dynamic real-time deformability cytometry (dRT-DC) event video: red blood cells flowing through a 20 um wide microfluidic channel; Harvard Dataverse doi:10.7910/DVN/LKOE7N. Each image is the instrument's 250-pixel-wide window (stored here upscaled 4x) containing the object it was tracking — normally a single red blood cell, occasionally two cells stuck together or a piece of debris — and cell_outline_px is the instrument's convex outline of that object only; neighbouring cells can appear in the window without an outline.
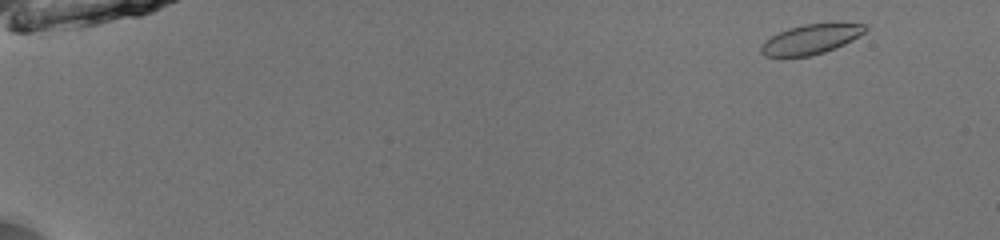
{"species": "common noctule bat (a hibernating species)", "species_latin": "Nyctalus noctula", "temperature_condition": "room temperature", "stored_images_in_passage": 50, "camera_frame_rate_fps": 3000, "um_per_image_px": 0.085, "animal": {"sex": "male", "body_mass_g": 13.0, "forearm_length_mm": 53.1}, "frame": {"image": 1, "passage_image": 2, "time_ms": 0.333, "image_size_px": [1000, 240], "cell_outline_px": [[868, 28], [864, 32], [852, 40], [836, 48], [812, 56], [784, 60], [764, 56], [760, 52], [760, 48], [764, 40], [788, 28], [804, 24], [864, 24]], "centroid_in_image_um": [68.81, 3.41], "position_along_channel_um": 16.2, "area_um2": 18.44}}
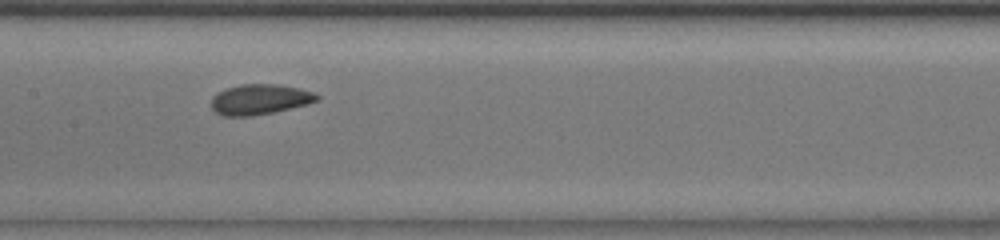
{"frame": {"image": 2, "passage_image": 26, "time_ms": 8.333, "image_size_px": [1000, 240], "cell_outline_px": [[320, 100], [308, 104], [272, 112], [252, 116], [224, 116], [216, 112], [212, 108], [212, 96], [216, 92], [240, 84], [280, 84], [300, 88], [312, 92], [320, 96]], "centroid_in_image_um": [22.09, 8.44], "position_along_channel_um": 185.3, "area_um2": 18.73}}
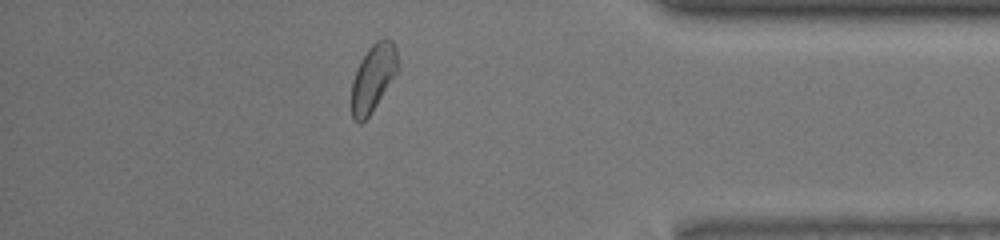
{"frame": {"image": 3, "passage_image": 44, "time_ms": 14.333, "image_size_px": [1000, 240], "cell_outline_px": [[400, 68], [368, 116], [360, 124], [352, 116], [352, 80], [356, 68], [360, 60], [368, 48], [376, 40], [384, 36], [392, 40], [396, 48]], "centroid_in_image_um": [31.74, 6.53], "position_along_channel_um": 403.5, "area_um2": 18.15}, "authors_computed_cell_mechanics": {"area_um2": 18.7561, "velocity_mm_per_s": 3.9868, "shape_relaxation_time_tau1_ms": 5.0435, "shape_relaxation_time_tau2_ms": 1.4812, "deformation_change_tau1": 0.1003, "deformation_change_tau2": 0.0548}}